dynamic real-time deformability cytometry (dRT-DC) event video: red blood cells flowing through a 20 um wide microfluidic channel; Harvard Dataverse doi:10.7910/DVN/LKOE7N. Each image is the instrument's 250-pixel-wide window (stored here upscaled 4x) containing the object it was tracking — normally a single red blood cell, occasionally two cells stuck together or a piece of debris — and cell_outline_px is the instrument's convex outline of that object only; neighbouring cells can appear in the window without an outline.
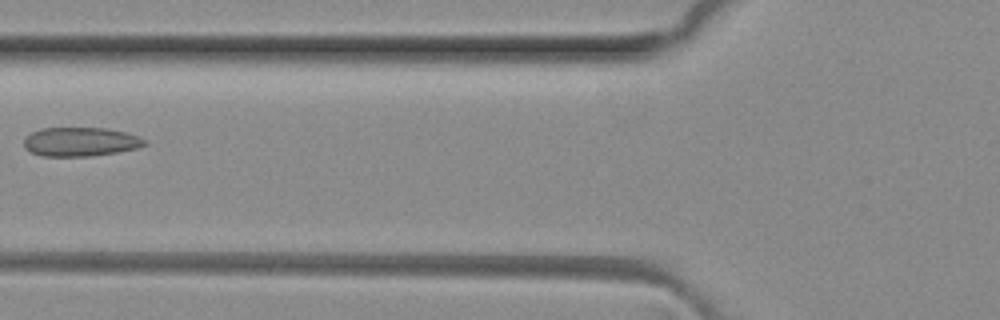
{"species": "common noctule bat (a hibernating species)", "species_latin": "Nyctalus noctula", "temperature_condition": "room temperature", "stored_images_in_passage": 3, "camera_frame_rate_fps": 3000, "um_per_image_px": 0.085, "animal": {"sex": "female", "body_mass_g": 29.2, "forearm_length_mm": 56.3}, "frame": {"image": 1, "passage_image": 2, "time_ms": 0.333, "image_size_px": [1000, 320], "cell_outline_px": [[148, 144], [136, 148], [116, 152], [92, 156], [44, 156], [32, 152], [24, 148], [24, 136], [40, 128], [108, 128], [140, 136]], "centroid_in_image_um": [6.82, 12.04], "position_along_channel_um": 119.0, "area_um2": 20.4}}
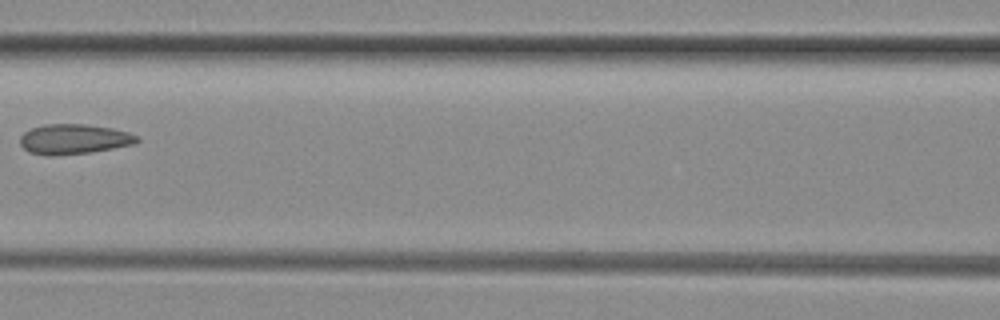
{"frame": {"image": 2, "passage_image": 3, "time_ms": 0.667, "image_size_px": [1000, 320], "cell_outline_px": [[140, 140], [132, 144], [112, 148], [88, 152], [52, 156], [48, 156], [28, 152], [20, 144], [20, 136], [24, 132], [32, 128], [44, 124], [84, 124], [112, 128], [128, 132], [136, 136]], "centroid_in_image_um": [6.23, 11.82], "position_along_channel_um": 160.4, "area_um2": 20.29}}